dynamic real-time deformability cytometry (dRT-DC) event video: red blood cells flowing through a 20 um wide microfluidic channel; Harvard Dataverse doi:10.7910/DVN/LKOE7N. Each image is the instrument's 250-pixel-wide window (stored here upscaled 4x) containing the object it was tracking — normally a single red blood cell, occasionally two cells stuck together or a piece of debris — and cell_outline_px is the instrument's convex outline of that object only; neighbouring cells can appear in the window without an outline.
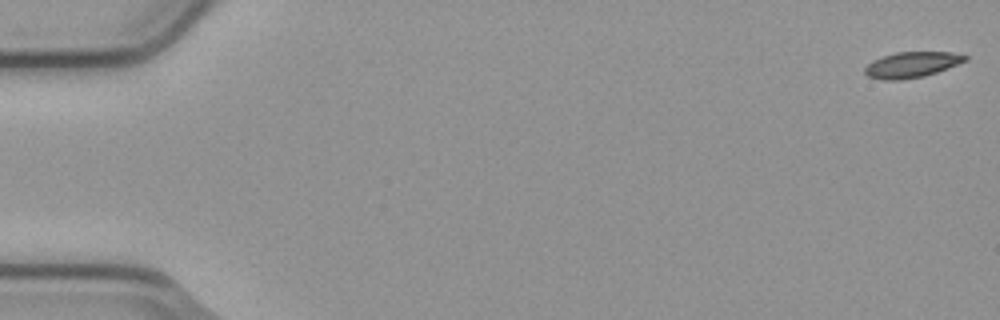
{"species": "common noctule bat (a hibernating species)", "species_latin": "Nyctalus noctula", "temperature_condition": "cold", "stored_images_in_passage": 6, "segment_of_instrument_passage": [2, 2], "camera_frame_rate_fps": 3000, "um_per_image_px": 0.085, "animal": {"sex": "male", "body_mass_g": 23.1, "forearm_length_mm": 52.7}, "frame": {"image": 1, "passage_image": 6, "time_ms": 1.667, "image_size_px": [1000, 320], "cell_outline_px": [[968, 60], [936, 72], [924, 76], [900, 80], [884, 80], [868, 76], [864, 72], [864, 68], [872, 60], [896, 52], [952, 52], [968, 56]], "centroid_in_image_um": [77.49, 5.5], "position_along_channel_um": 7.5, "area_um2": 14.91}}